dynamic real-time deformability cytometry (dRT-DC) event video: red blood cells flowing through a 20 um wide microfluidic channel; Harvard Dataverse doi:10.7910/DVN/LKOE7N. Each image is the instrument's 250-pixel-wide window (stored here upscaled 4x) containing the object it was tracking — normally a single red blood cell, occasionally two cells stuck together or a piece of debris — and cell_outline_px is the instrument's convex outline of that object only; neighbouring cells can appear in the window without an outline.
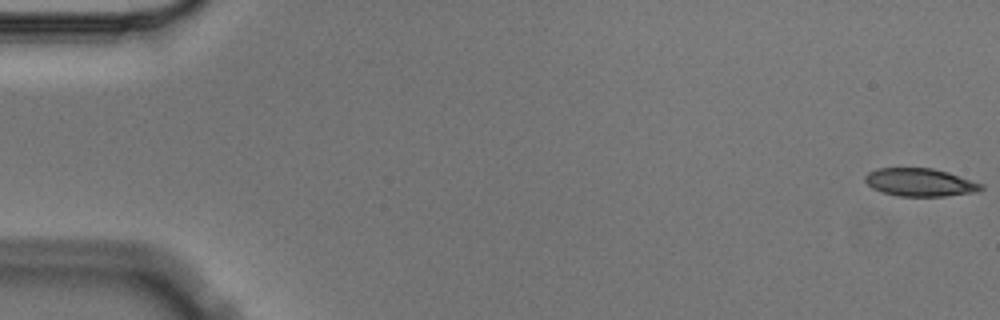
{"species": "Egyptian fruit bat (a non-hibernating species)", "species_latin": "Rousettus aegyptiacus", "temperature_condition": "cold", "stored_images_in_passage": 5, "camera_frame_rate_fps": 3000, "um_per_image_px": 0.085, "animal": {"sex": "male"}, "frame": {"image": 1, "passage_image": 1, "time_ms": 0.0, "image_size_px": [1000, 320], "cell_outline_px": [[984, 188], [976, 192], [948, 196], [896, 196], [872, 188], [864, 180], [864, 176], [868, 172], [876, 168], [932, 168], [948, 172], [984, 184]], "centroid_in_image_um": [78.21, 15.5], "position_along_channel_um": 6.8, "area_um2": 19.02}}
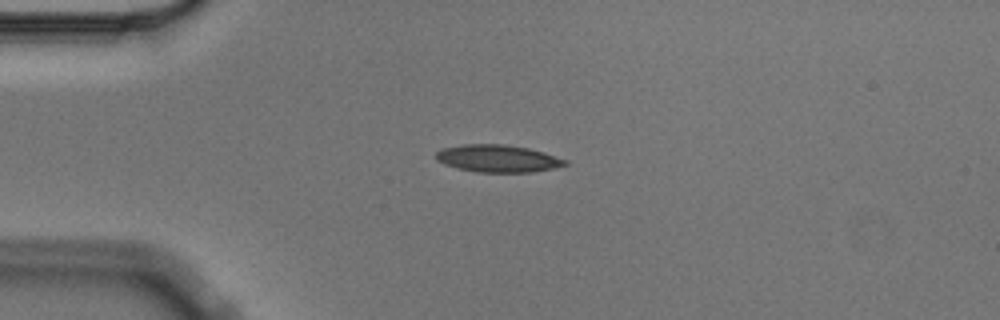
{"frame": {"image": 2, "passage_image": 4, "time_ms": 1.0, "image_size_px": [1000, 320], "cell_outline_px": [[568, 164], [552, 168], [532, 172], [476, 172], [456, 168], [444, 164], [436, 160], [436, 152], [440, 148], [464, 144], [504, 144], [528, 148], [544, 152], [568, 160]], "centroid_in_image_um": [42.28, 13.47], "position_along_channel_um": 42.7, "area_um2": 20.69}}